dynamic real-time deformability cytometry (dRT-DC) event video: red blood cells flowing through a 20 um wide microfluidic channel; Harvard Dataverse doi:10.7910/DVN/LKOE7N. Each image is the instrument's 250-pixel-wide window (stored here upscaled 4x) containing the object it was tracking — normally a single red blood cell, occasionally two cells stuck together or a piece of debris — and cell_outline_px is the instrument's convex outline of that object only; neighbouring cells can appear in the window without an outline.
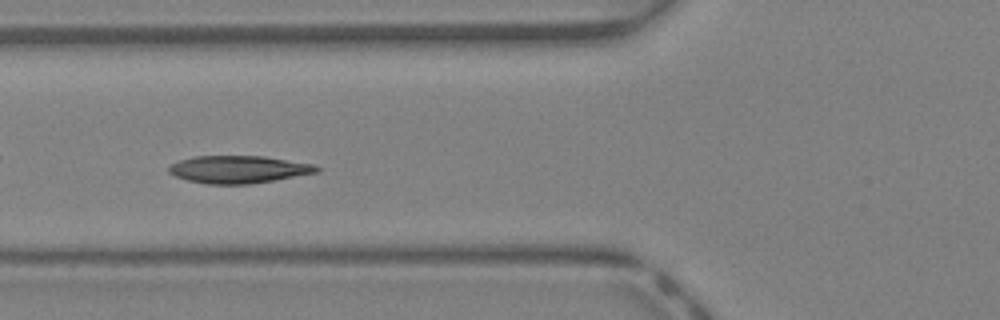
{"species": "Egyptian fruit bat (a non-hibernating species)", "species_latin": "Rousettus aegyptiacus", "temperature_condition": "warm", "stored_images_in_passage": 44, "camera_frame_rate_fps": 3000, "um_per_image_px": 0.085, "animal": {"sex": "female"}, "frame": {"image": 1, "passage_image": 18, "time_ms": 5.667, "image_size_px": [1000, 320], "cell_outline_px": [[320, 172], [248, 184], [208, 184], [188, 180], [176, 176], [168, 172], [168, 168], [172, 164], [180, 160], [196, 156], [264, 156], [316, 164], [320, 168]], "centroid_in_image_um": [20.31, 14.39], "position_along_channel_um": 105.5, "area_um2": 23.58}}
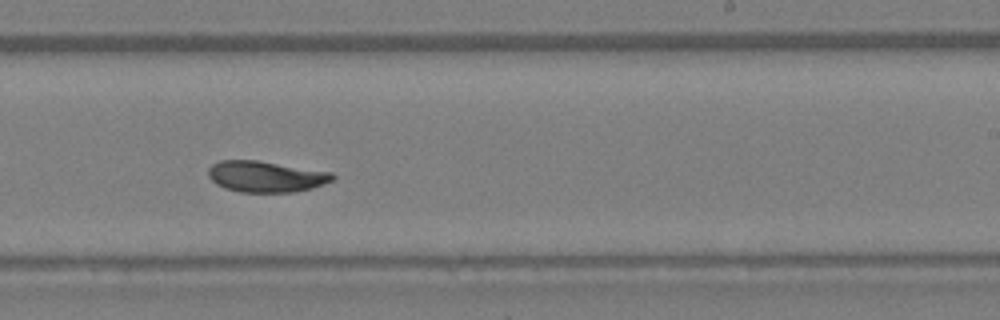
{"frame": {"image": 2, "passage_image": 28, "time_ms": 9.0, "image_size_px": [1000, 320], "cell_outline_px": [[336, 180], [312, 188], [292, 192], [240, 192], [224, 188], [216, 184], [208, 176], [208, 168], [212, 164], [220, 160], [256, 160], [332, 172], [336, 176]], "centroid_in_image_um": [22.61, 15.01], "position_along_channel_um": 266.4, "area_um2": 22.66}}
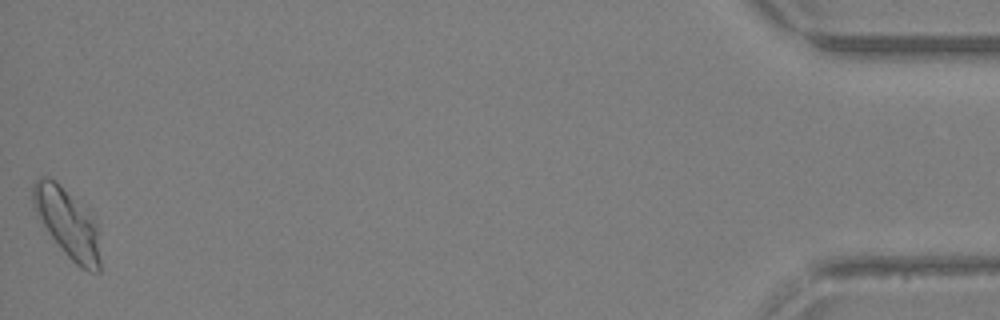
{"frame": {"image": 3, "passage_image": 44, "time_ms": 14.333, "image_size_px": [1000, 320], "cell_outline_px": [[100, 272], [88, 272], [80, 268], [64, 252], [36, 216], [32, 204], [32, 184], [40, 176], [48, 176], [60, 184], [88, 208], [96, 220], [100, 260]], "centroid_in_image_um": [5.73, 18.92], "position_along_channel_um": 429.5, "area_um2": 27.51}, "authors_computed_cell_mechanics": {"area_um2": 22.9466, "velocity_mm_per_s": 4.8399, "shape_relaxation_time_tau1_ms": 7.1391, "shape_relaxation_time_tau2_ms": 1.2009, "deformation_change_tau1": 0.205, "deformation_change_tau2": 0.0588}}